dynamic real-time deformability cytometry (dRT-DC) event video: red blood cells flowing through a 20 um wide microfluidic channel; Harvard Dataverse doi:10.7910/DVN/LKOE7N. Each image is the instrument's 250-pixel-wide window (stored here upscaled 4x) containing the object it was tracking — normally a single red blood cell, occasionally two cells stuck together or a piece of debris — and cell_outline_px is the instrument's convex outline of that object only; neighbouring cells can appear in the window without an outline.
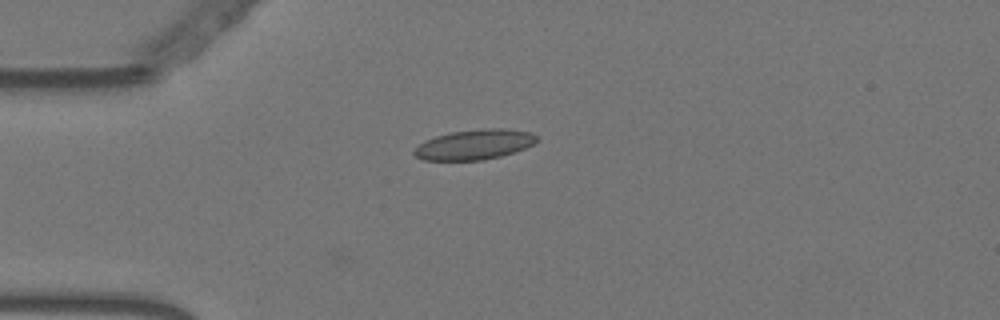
{"species": "Egyptian fruit bat (a non-hibernating species)", "species_latin": "Rousettus aegyptiacus", "temperature_condition": "warm", "stored_images_in_passage": 3, "camera_frame_rate_fps": 3000, "um_per_image_px": 0.085, "animal": {"sex": "female"}, "frame": {"image": 1, "passage_image": 1, "time_ms": 0.0, "image_size_px": [1000, 320], "cell_outline_px": [[536, 140], [532, 144], [524, 148], [500, 156], [484, 160], [424, 160], [416, 156], [412, 152], [424, 140], [436, 136], [452, 132], [484, 128], [504, 128], [528, 132], [536, 136]], "centroid_in_image_um": [40.29, 12.28], "position_along_channel_um": 44.7, "area_um2": 21.15}}